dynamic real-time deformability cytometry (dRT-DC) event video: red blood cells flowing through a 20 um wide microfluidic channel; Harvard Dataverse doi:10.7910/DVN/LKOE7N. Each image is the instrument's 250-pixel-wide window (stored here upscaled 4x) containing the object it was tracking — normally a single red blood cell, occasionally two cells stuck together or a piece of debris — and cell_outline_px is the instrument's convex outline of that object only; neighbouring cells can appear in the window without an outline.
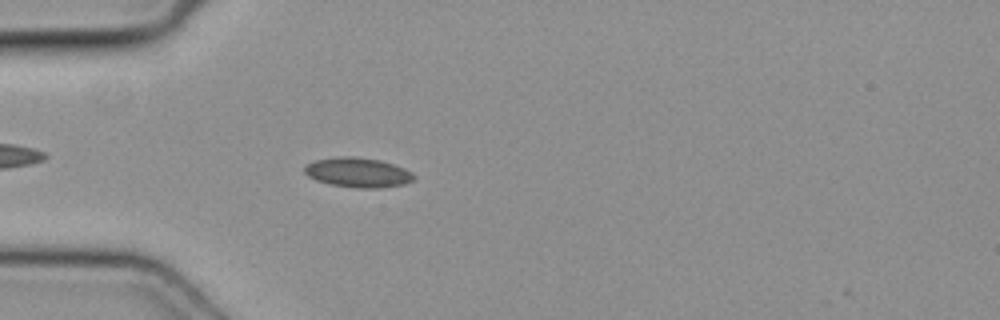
{"species": "common noctule bat (a hibernating species)", "species_latin": "Nyctalus noctula", "temperature_condition": "cold", "stored_images_in_passage": 40, "camera_frame_rate_fps": 3000, "um_per_image_px": 0.085, "animal": {"sex": "female", "body_mass_g": 19.3, "forearm_length_mm": 54.1}, "frame": {"image": 1, "passage_image": 5, "time_ms": 1.333, "image_size_px": [1000, 320], "cell_outline_px": [[416, 176], [412, 180], [404, 184], [380, 188], [356, 188], [332, 184], [316, 180], [308, 176], [304, 172], [304, 168], [308, 164], [316, 160], [340, 156], [352, 156], [380, 160], [404, 168], [412, 172]], "centroid_in_image_um": [30.44, 14.66], "position_along_channel_um": 54.6, "area_um2": 18.79}}
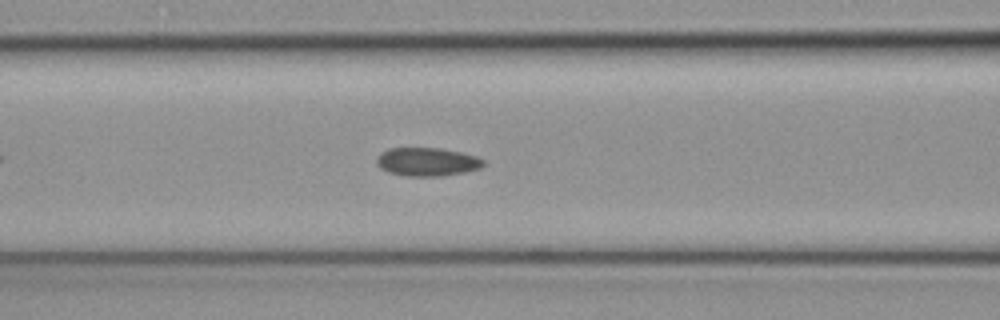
{"frame": {"image": 2, "passage_image": 11, "time_ms": 3.333, "image_size_px": [1000, 320], "cell_outline_px": [[484, 164], [480, 168], [464, 172], [444, 176], [404, 176], [388, 172], [380, 168], [376, 164], [376, 156], [380, 152], [388, 148], [440, 148], [460, 152], [476, 156], [484, 160]], "centroid_in_image_um": [36.26, 13.75], "position_along_channel_um": 130.3, "area_um2": 17.86}}
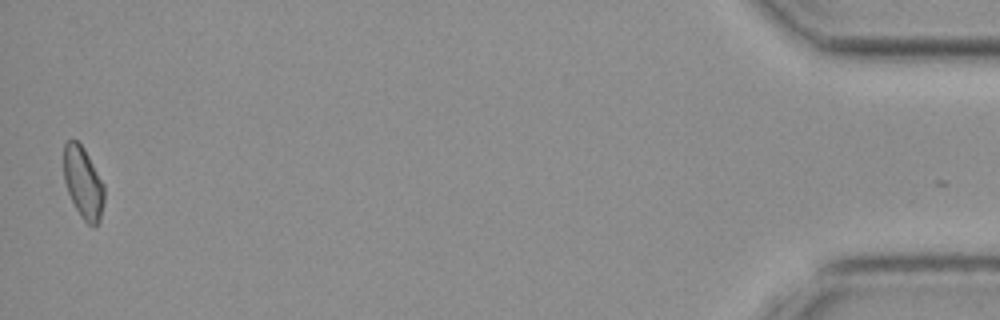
{"frame": {"image": 3, "passage_image": 39, "time_ms": 12.667, "image_size_px": [1000, 320], "cell_outline_px": [[104, 200], [100, 220], [96, 224], [88, 224], [80, 216], [68, 192], [64, 180], [64, 144], [68, 140], [76, 140], [84, 148], [104, 184]], "centroid_in_image_um": [7.07, 15.52], "position_along_channel_um": 428.1, "area_um2": 16.7}}